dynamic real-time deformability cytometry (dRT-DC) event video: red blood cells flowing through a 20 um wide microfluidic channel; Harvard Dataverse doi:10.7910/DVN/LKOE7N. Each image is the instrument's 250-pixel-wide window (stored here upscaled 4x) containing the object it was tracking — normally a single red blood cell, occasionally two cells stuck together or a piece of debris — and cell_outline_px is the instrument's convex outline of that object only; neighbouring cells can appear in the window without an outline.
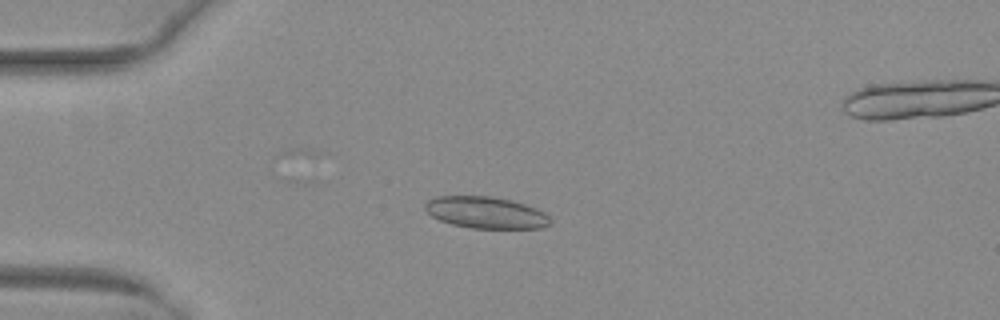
{"species": "common noctule bat (a hibernating species)", "species_latin": "Nyctalus noctula", "temperature_condition": "warm", "stored_images_in_passage": 25, "camera_frame_rate_fps": 3000, "um_per_image_px": 0.085, "animal": {"sex": "female", "body_mass_g": 29.2, "forearm_length_mm": 56.3}, "frame": {"image": 1, "passage_image": 1, "time_ms": 0.0, "image_size_px": [1000, 320], "cell_outline_px": [[552, 224], [544, 228], [472, 228], [452, 224], [440, 220], [432, 216], [424, 208], [424, 204], [428, 200], [436, 196], [492, 196], [512, 200], [536, 208], [544, 212], [552, 220]], "centroid_in_image_um": [41.32, 18.06], "position_along_channel_um": 43.7, "area_um2": 23.24}}
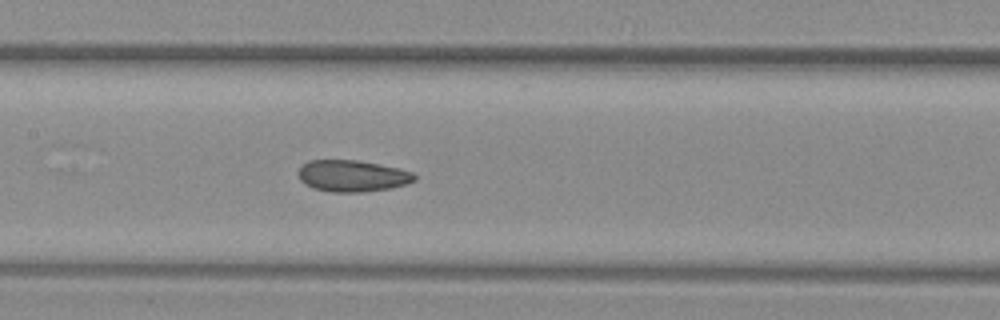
{"frame": {"image": 2, "passage_image": 13, "time_ms": 4.0, "image_size_px": [1000, 320], "cell_outline_px": [[416, 180], [392, 188], [364, 192], [332, 192], [312, 188], [304, 184], [300, 180], [296, 172], [308, 160], [360, 160], [400, 168], [412, 172], [416, 176]], "centroid_in_image_um": [29.93, 14.95], "position_along_channel_um": 177.5, "area_um2": 21.62}}
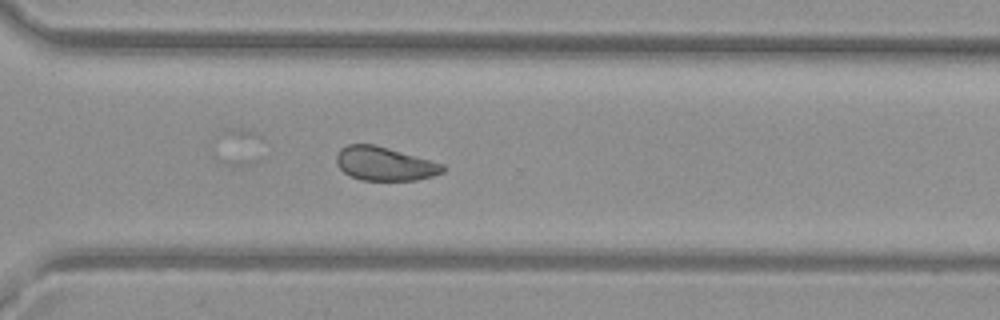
{"frame": {"image": 3, "passage_image": 25, "time_ms": 8.0, "image_size_px": [1000, 320], "cell_outline_px": [[444, 172], [432, 176], [416, 180], [360, 180], [344, 172], [336, 164], [336, 156], [340, 148], [348, 144], [376, 144], [444, 164]], "centroid_in_image_um": [32.68, 13.91], "position_along_channel_um": 337.9, "area_um2": 20.92}}